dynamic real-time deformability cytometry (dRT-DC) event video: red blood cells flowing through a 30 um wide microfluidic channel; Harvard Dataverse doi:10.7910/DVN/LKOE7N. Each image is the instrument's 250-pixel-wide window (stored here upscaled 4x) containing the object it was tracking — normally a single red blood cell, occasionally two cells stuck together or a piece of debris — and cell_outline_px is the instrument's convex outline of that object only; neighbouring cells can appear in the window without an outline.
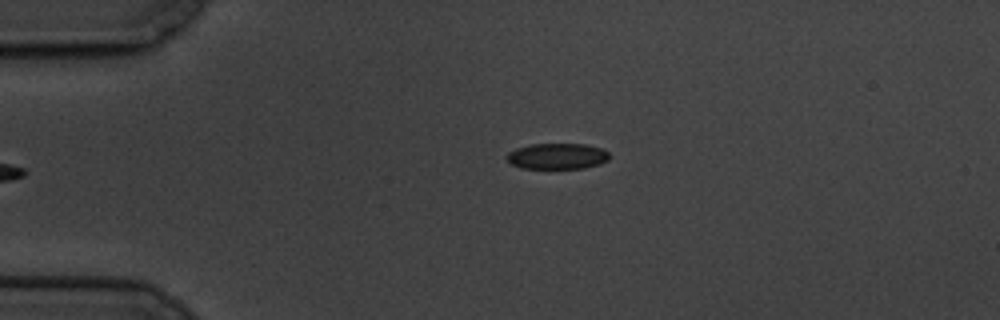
{"species": "common noctule bat (a hibernating species)", "species_latin": "Nyctalus noctula", "temperature_condition": "cold", "stored_images_in_passage": 6, "camera_frame_rate_fps": 3000, "um_per_image_px": 0.085, "animal": {"sex": "male", "body_mass_g": 19.5, "forearm_length_mm": 54.6}, "frame": {"image": 1, "passage_image": 6, "time_ms": 6.333, "image_size_px": [1000, 320], "cell_outline_px": [[608, 160], [600, 164], [584, 168], [520, 168], [512, 164], [504, 156], [508, 152], [516, 148], [528, 144], [584, 144], [604, 148], [608, 152]], "centroid_in_image_um": [47.35, 13.27], "position_along_channel_um": 37.6, "area_um2": 15.61}}